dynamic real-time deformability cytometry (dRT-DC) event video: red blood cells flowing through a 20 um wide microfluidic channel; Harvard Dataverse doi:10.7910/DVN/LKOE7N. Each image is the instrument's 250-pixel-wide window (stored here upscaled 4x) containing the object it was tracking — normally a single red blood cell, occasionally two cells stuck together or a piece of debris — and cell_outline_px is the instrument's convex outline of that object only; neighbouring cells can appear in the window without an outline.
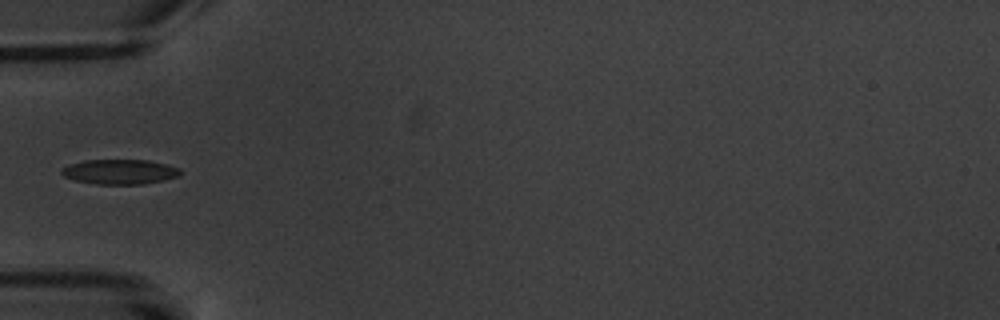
{"species": "common noctule bat (a hibernating species)", "species_latin": "Nyctalus noctula", "temperature_condition": "warm", "stored_images_in_passage": 6, "camera_frame_rate_fps": 3000, "um_per_image_px": 0.085, "animal": {"sex": "male", "body_mass_g": 20.1, "forearm_length_mm": 53.5}, "frame": {"image": 1, "passage_image": 6, "time_ms": 6.667, "image_size_px": [1000, 320], "cell_outline_px": [[180, 176], [164, 180], [144, 184], [96, 184], [76, 180], [64, 176], [60, 172], [60, 168], [84, 160], [148, 160], [180, 168]], "centroid_in_image_um": [10.18, 14.6], "position_along_channel_um": 74.8, "area_um2": 17.11}}